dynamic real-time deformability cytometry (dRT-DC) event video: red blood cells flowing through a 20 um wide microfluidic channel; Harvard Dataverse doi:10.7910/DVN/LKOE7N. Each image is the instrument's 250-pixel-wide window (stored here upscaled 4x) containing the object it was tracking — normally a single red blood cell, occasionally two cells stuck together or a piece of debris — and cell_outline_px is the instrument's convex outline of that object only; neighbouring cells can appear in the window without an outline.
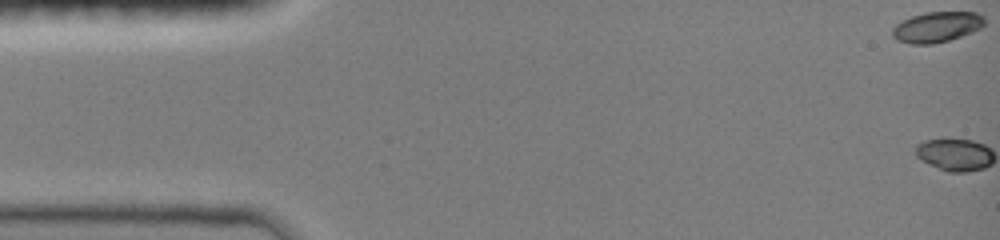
{"species": "common noctule bat (a hibernating species)", "species_latin": "Nyctalus noctula", "temperature_condition": "room temperature", "stored_images_in_passage": 45, "camera_frame_rate_fps": 3000, "um_per_image_px": 0.085, "animal": {"sex": "female", "body_mass_g": 19.0, "forearm_length_mm": 51.5}, "frame": {"image": 1, "passage_image": 1, "time_ms": 0.0, "image_size_px": [1000, 240], "cell_outline_px": [[984, 24], [980, 28], [972, 32], [948, 40], [932, 44], [912, 44], [896, 40], [892, 36], [892, 28], [896, 24], [912, 16], [924, 12], [976, 12], [984, 16]], "centroid_in_image_um": [79.61, 2.29], "position_along_channel_um": 5.4, "area_um2": 16.3}}